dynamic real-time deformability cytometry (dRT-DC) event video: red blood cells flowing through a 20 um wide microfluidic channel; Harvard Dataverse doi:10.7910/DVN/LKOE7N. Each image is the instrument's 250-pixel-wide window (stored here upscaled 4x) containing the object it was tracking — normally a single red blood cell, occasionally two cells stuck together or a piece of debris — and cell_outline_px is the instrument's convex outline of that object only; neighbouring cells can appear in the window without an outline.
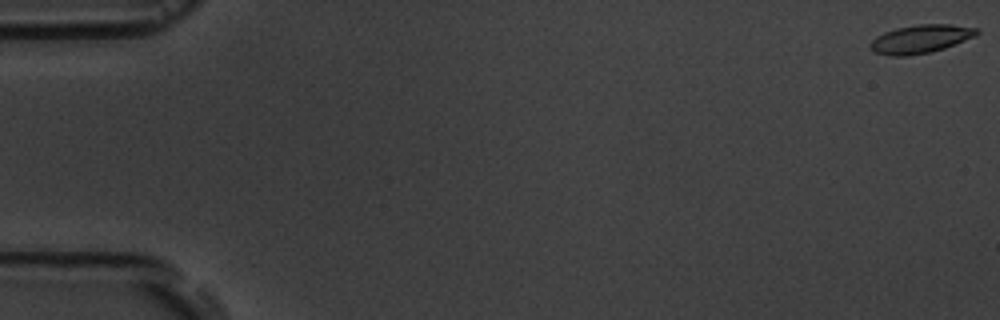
{"species": "common noctule bat (a hibernating species)", "species_latin": "Nyctalus noctula", "temperature_condition": "room temperature", "stored_images_in_passage": 5, "camera_frame_rate_fps": 3000, "um_per_image_px": 0.085, "animal": {"sex": "male", "body_mass_g": 19.5, "forearm_length_mm": 54.6}, "frame": {"image": 1, "passage_image": 1, "time_ms": 0.0, "image_size_px": [1000, 320], "cell_outline_px": [[980, 32], [976, 36], [944, 48], [928, 52], [908, 56], [888, 56], [872, 52], [868, 48], [868, 44], [876, 36], [884, 32], [896, 28], [920, 24], [952, 24], [980, 28]], "centroid_in_image_um": [78.22, 3.31], "position_along_channel_um": 6.8, "area_um2": 17.86}}
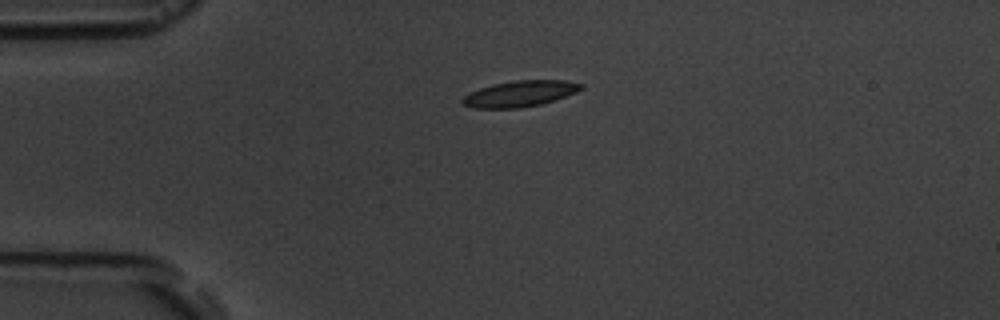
{"frame": {"image": 2, "passage_image": 4, "time_ms": 4.333, "image_size_px": [1000, 320], "cell_outline_px": [[584, 88], [576, 92], [556, 100], [540, 104], [520, 108], [472, 108], [460, 104], [460, 100], [468, 92], [492, 84], [516, 80], [564, 80], [584, 84]], "centroid_in_image_um": [44.16, 7.97], "position_along_channel_um": 40.8, "area_um2": 18.21}}